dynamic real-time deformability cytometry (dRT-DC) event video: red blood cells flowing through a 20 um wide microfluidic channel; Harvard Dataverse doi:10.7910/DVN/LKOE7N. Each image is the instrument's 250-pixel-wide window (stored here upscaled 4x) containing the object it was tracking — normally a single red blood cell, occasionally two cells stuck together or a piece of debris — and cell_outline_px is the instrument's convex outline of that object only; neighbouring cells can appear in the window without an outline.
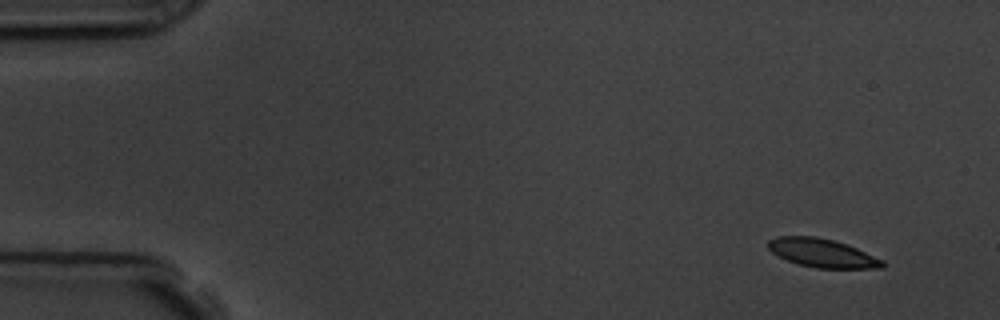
{"species": "common noctule bat (a hibernating species)", "species_latin": "Nyctalus noctula", "temperature_condition": "room temperature", "stored_images_in_passage": 8, "camera_frame_rate_fps": 3000, "um_per_image_px": 0.085, "animal": {"sex": "male", "body_mass_g": 19.5, "forearm_length_mm": 54.6}, "frame": {"image": 1, "passage_image": 1, "time_ms": 0.0, "image_size_px": [1000, 320], "cell_outline_px": [[884, 268], [816, 268], [800, 264], [788, 260], [772, 252], [768, 248], [768, 240], [776, 236], [816, 236], [848, 244], [884, 260]], "centroid_in_image_um": [69.91, 21.5], "position_along_channel_um": 15.1, "area_um2": 18.96}}
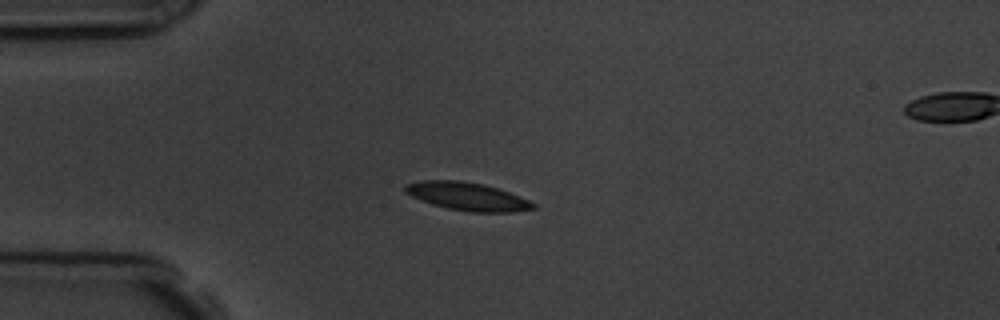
{"frame": {"image": 2, "passage_image": 4, "time_ms": 3.333, "image_size_px": [1000, 320], "cell_outline_px": [[536, 208], [512, 212], [472, 212], [448, 208], [432, 204], [420, 200], [404, 192], [404, 184], [424, 180], [460, 180], [484, 184], [508, 192], [528, 200], [536, 204]], "centroid_in_image_um": [39.69, 16.69], "position_along_channel_um": 45.3, "area_um2": 20.81}}